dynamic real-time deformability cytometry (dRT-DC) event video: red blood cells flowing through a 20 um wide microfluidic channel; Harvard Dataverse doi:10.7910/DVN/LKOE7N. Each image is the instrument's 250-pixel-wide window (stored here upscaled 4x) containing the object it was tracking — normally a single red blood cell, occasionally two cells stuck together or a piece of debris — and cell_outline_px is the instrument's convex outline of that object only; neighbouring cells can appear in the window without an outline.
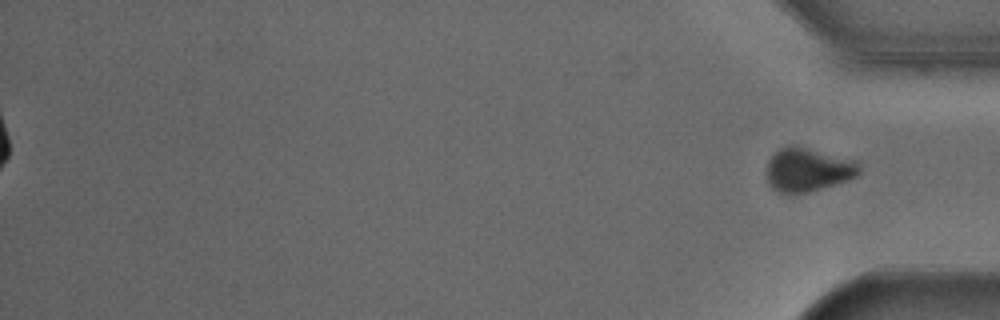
{"species": "Egyptian fruit bat (a non-hibernating species)", "species_latin": "Rousettus aegyptiacus", "temperature_condition": "cold", "stored_images_in_passage": 54, "segment_of_instrument_passage": [2, 2], "camera_frame_rate_fps": 3000, "um_per_image_px": 0.085, "animal": {"sex": "male"}, "frame": {"image": 1, "passage_image": 54, "time_ms": 17.667, "image_size_px": [1000, 320], "cell_outline_px": [[860, 172], [856, 176], [848, 180], [824, 188], [792, 196], [780, 192], [772, 188], [768, 184], [764, 172], [768, 160], [780, 148], [792, 144], [796, 144], [860, 160]], "centroid_in_image_um": [68.67, 14.42], "position_along_channel_um": 366.5, "area_um2": 24.68}}